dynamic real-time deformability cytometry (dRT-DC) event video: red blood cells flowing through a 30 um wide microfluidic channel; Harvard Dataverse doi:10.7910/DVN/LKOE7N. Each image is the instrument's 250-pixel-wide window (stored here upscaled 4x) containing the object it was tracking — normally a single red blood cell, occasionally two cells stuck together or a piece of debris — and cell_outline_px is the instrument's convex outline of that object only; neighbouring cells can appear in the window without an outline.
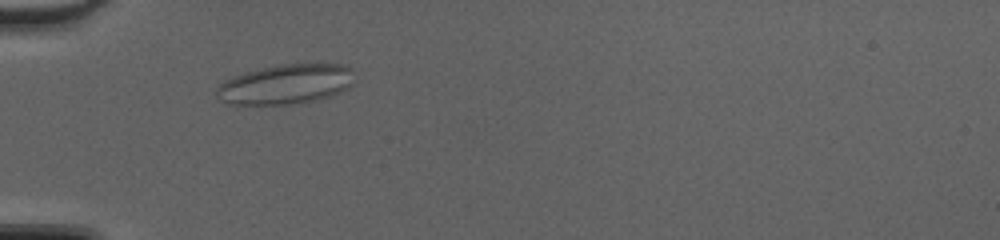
{"species": "common noctule bat (a hibernating species)", "species_latin": "Nyctalus noctula", "temperature_condition": "cold", "stored_images_in_passage": 40, "camera_frame_rate_fps": 3000, "um_per_image_px": 0.085, "animal": {"sex": "female", "body_mass_g": 20.0, "forearm_length_mm": 54.0}, "frame": {"image": 1, "passage_image": 7, "time_ms": 2.0, "image_size_px": [1000, 240], "cell_outline_px": [[352, 84], [348, 88], [332, 96], [300, 104], [232, 104], [220, 100], [216, 96], [216, 88], [224, 80], [232, 76], [244, 72], [260, 68], [280, 64], [344, 64], [348, 68]], "centroid_in_image_um": [24.23, 7.17], "position_along_channel_um": 60.8, "area_um2": 31.91}}
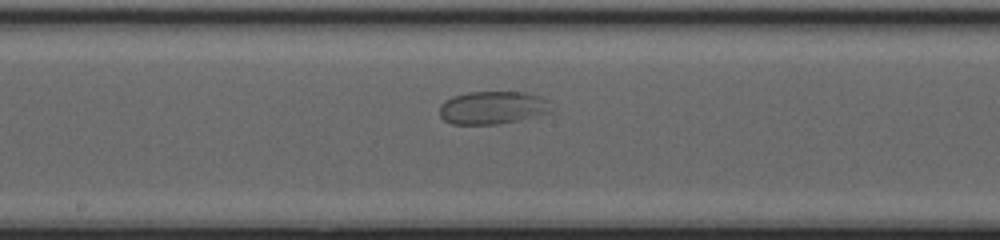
{"frame": {"image": 2, "passage_image": 18, "time_ms": 5.667, "image_size_px": [1000, 240], "cell_outline_px": [[552, 112], [516, 120], [496, 124], [452, 124], [444, 120], [440, 116], [440, 104], [444, 100], [452, 96], [468, 92], [524, 92], [540, 96], [548, 100]], "centroid_in_image_um": [41.84, 9.14], "position_along_channel_um": 206.4, "area_um2": 21.39}}
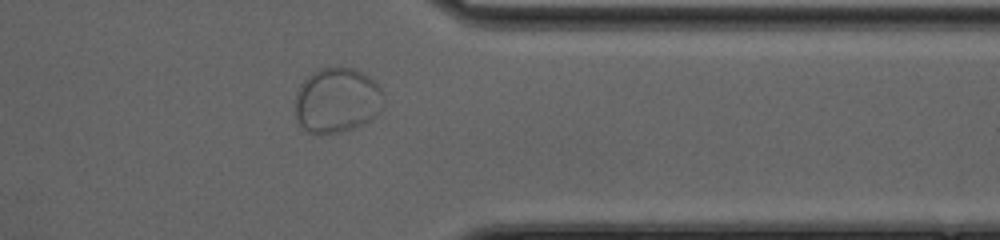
{"frame": {"image": 3, "passage_image": 31, "time_ms": 10.0, "image_size_px": [1000, 240], "cell_outline_px": [[384, 100], [380, 112], [376, 116], [352, 128], [336, 132], [308, 132], [300, 124], [296, 116], [296, 92], [300, 84], [312, 72], [320, 68], [352, 68], [368, 76], [380, 88], [384, 96]], "centroid_in_image_um": [28.64, 8.5], "position_along_channel_um": 382.8, "area_um2": 32.95}}